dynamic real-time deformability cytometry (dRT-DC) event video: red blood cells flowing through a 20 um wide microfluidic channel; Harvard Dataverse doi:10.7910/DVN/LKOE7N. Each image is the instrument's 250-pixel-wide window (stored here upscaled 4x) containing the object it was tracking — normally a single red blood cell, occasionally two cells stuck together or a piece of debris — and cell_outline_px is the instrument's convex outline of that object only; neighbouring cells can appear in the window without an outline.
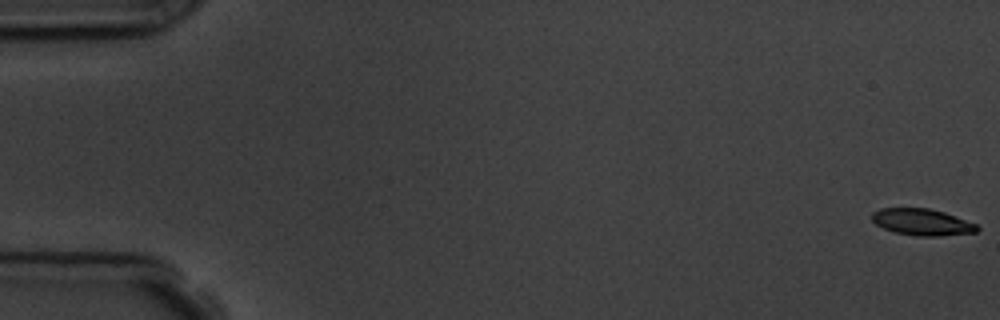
{"species": "common noctule bat (a hibernating species)", "species_latin": "Nyctalus noctula", "temperature_condition": "room temperature", "stored_images_in_passage": 5, "camera_frame_rate_fps": 3000, "um_per_image_px": 0.085, "animal": {"sex": "male", "body_mass_g": 19.5, "forearm_length_mm": 54.6}, "frame": {"image": 1, "passage_image": 1, "time_ms": 0.0, "image_size_px": [1000, 320], "cell_outline_px": [[980, 228], [976, 232], [940, 236], [916, 236], [896, 232], [884, 228], [876, 224], [872, 220], [872, 212], [880, 208], [928, 208], [944, 212], [976, 224]], "centroid_in_image_um": [78.37, 18.87], "position_along_channel_um": 6.6, "area_um2": 16.18}}
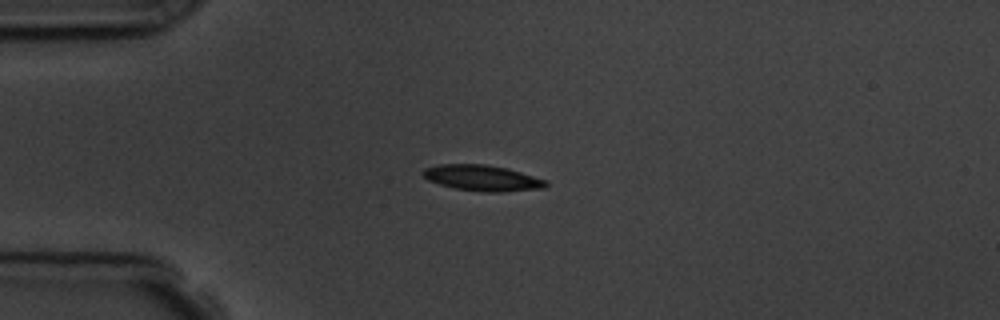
{"frame": {"image": 2, "passage_image": 5, "time_ms": 4.667, "image_size_px": [1000, 320], "cell_outline_px": [[548, 184], [544, 188], [500, 192], [484, 192], [456, 188], [440, 184], [428, 180], [420, 172], [424, 168], [440, 164], [484, 164], [508, 168], [548, 180]], "centroid_in_image_um": [41.01, 15.12], "position_along_channel_um": 44.0, "area_um2": 18.55}}